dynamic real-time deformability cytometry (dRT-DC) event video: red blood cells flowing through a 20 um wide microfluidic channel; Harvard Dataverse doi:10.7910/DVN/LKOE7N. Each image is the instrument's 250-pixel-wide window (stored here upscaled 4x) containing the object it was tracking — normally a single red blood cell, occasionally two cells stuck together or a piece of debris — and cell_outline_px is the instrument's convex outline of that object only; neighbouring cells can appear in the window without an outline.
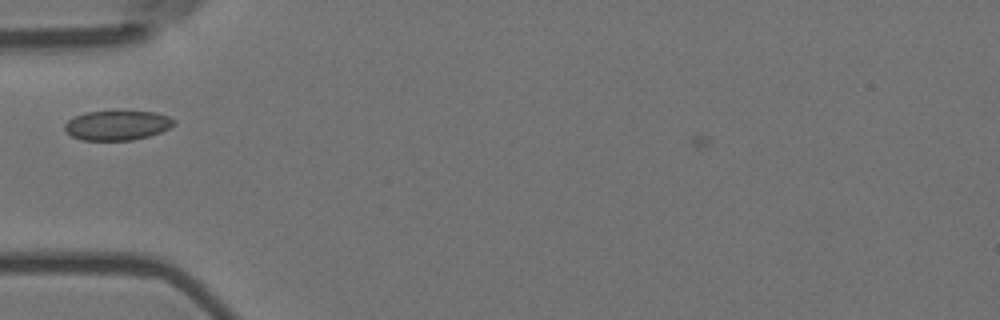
{"species": "Egyptian fruit bat (a non-hibernating species)", "species_latin": "Rousettus aegyptiacus", "temperature_condition": "room temperature", "stored_images_in_passage": 8, "camera_frame_rate_fps": 3000, "um_per_image_px": 0.085, "animal": {"sex": "female"}, "frame": {"image": 1, "passage_image": 3, "time_ms": 0.667, "image_size_px": [1000, 320], "cell_outline_px": [[176, 124], [160, 132], [148, 136], [132, 140], [84, 140], [72, 136], [64, 132], [64, 124], [68, 120], [76, 116], [88, 112], [112, 108], [156, 112], [168, 116], [176, 120]], "centroid_in_image_um": [9.97, 10.6], "position_along_channel_um": 75.0, "area_um2": 19.65}}
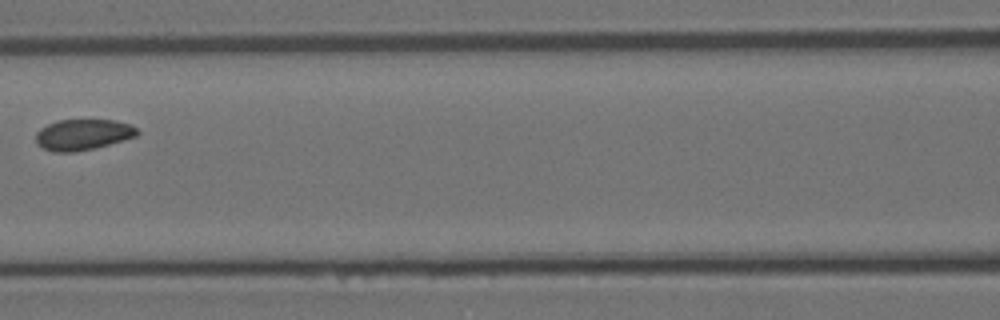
{"frame": {"image": 2, "passage_image": 5, "time_ms": 1.333, "image_size_px": [1000, 320], "cell_outline_px": [[140, 132], [136, 136], [108, 144], [76, 152], [52, 152], [36, 144], [36, 132], [40, 128], [56, 120], [116, 120], [132, 124]], "centroid_in_image_um": [7.03, 11.43], "position_along_channel_um": 159.6, "area_um2": 18.26}}
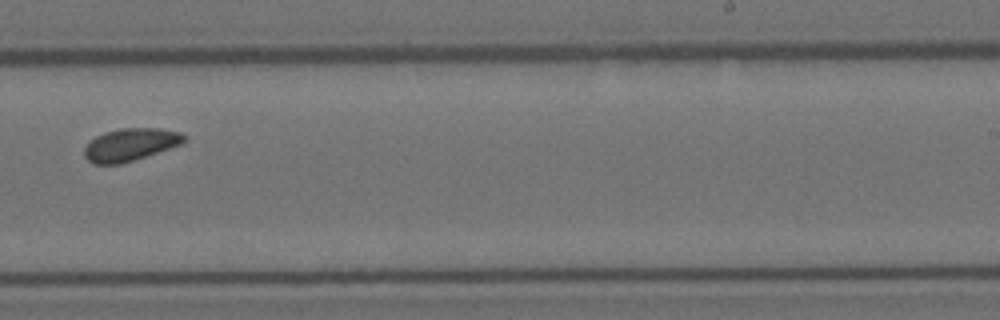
{"frame": {"image": 3, "passage_image": 8, "time_ms": 2.333, "image_size_px": [1000, 320], "cell_outline_px": [[188, 140], [180, 144], [120, 164], [92, 164], [84, 156], [84, 148], [96, 136], [104, 132], [120, 128], [160, 128], [180, 132]], "centroid_in_image_um": [11.05, 12.28], "position_along_channel_um": 277.9, "area_um2": 18.67}}